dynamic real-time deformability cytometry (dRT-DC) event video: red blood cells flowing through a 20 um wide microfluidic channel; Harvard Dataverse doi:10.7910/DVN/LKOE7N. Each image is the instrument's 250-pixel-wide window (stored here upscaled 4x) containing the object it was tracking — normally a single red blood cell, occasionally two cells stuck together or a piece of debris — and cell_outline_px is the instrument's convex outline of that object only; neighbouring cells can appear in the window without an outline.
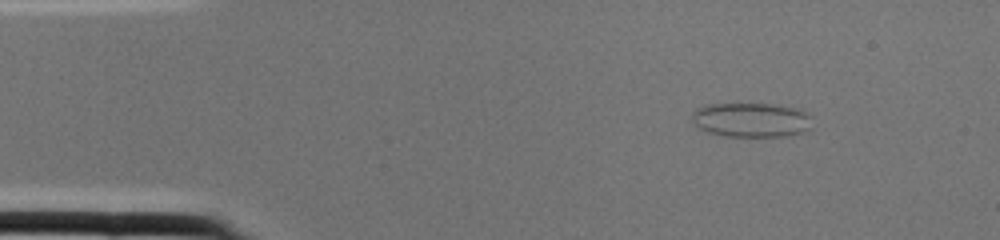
{"species": "common noctule bat (a hibernating species)", "species_latin": "Nyctalus noctula", "temperature_condition": "cold", "stored_images_in_passage": 1, "camera_frame_rate_fps": 3000, "um_per_image_px": 0.085, "animal": {"sex": "female", "body_mass_g": 22.0, "forearm_length_mm": 56.7}, "frame": {"image": 1, "passage_image": 1, "time_ms": 0.0, "image_size_px": [1000, 240], "cell_outline_px": [[812, 128], [804, 132], [788, 136], [724, 136], [708, 132], [700, 128], [692, 120], [692, 112], [696, 108], [704, 104], [768, 104], [800, 108], [808, 112], [812, 116]], "centroid_in_image_um": [63.91, 10.19], "position_along_channel_um": 21.1, "area_um2": 24.51}}